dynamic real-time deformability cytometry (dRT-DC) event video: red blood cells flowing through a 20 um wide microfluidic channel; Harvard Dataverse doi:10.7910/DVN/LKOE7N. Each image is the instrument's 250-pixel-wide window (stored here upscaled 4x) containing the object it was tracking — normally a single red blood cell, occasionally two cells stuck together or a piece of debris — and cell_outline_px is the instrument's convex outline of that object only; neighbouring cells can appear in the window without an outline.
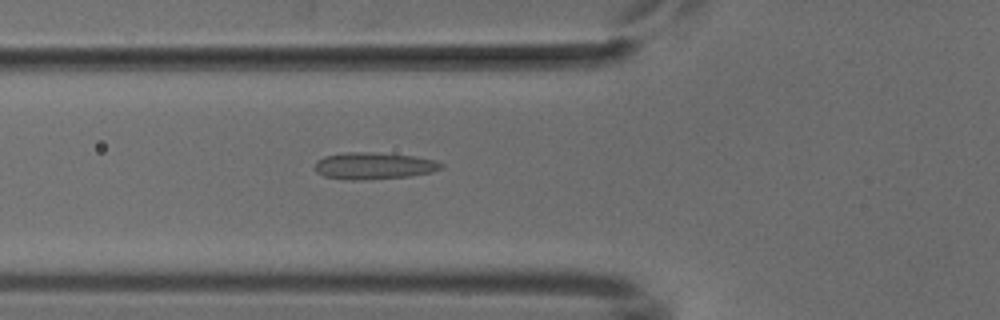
{"species": "common noctule bat (a hibernating species)", "species_latin": "Nyctalus noctula", "temperature_condition": "cold", "stored_images_in_passage": 32, "camera_frame_rate_fps": 3000, "um_per_image_px": 0.085, "animal": {"sex": "male", "body_mass_g": 18.8}, "frame": {"image": 1, "passage_image": 6, "time_ms": 1.667, "image_size_px": [1000, 320], "cell_outline_px": [[444, 168], [432, 172], [408, 176], [360, 180], [344, 180], [324, 176], [316, 172], [316, 160], [324, 156], [348, 152], [372, 152], [416, 156], [436, 160], [444, 164]], "centroid_in_image_um": [31.79, 14.09], "position_along_channel_um": 94.0, "area_um2": 19.88}}
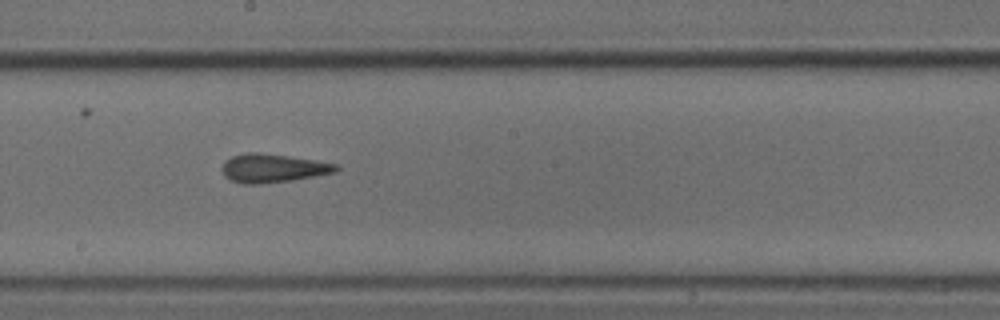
{"frame": {"image": 2, "passage_image": 16, "time_ms": 5.0, "image_size_px": [1000, 320], "cell_outline_px": [[340, 168], [336, 172], [292, 180], [260, 184], [244, 184], [228, 180], [224, 176], [220, 168], [224, 160], [232, 156], [248, 152], [256, 152], [288, 156], [336, 164]], "centroid_in_image_um": [23.11, 14.3], "position_along_channel_um": 225.1, "area_um2": 19.02}}
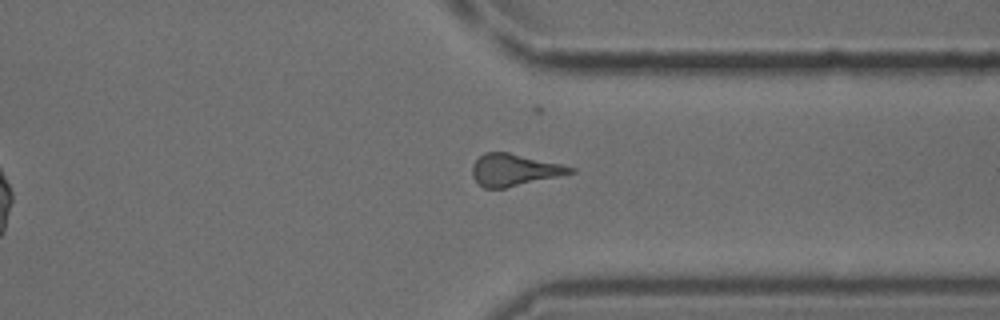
{"frame": {"image": 3, "passage_image": 27, "time_ms": 8.667, "image_size_px": [1000, 320], "cell_outline_px": [[576, 172], [504, 188], [484, 188], [472, 176], [472, 164], [484, 152], [508, 152], [560, 164], [576, 168]], "centroid_in_image_um": [43.69, 14.43], "position_along_channel_um": 367.7, "area_um2": 17.98}}